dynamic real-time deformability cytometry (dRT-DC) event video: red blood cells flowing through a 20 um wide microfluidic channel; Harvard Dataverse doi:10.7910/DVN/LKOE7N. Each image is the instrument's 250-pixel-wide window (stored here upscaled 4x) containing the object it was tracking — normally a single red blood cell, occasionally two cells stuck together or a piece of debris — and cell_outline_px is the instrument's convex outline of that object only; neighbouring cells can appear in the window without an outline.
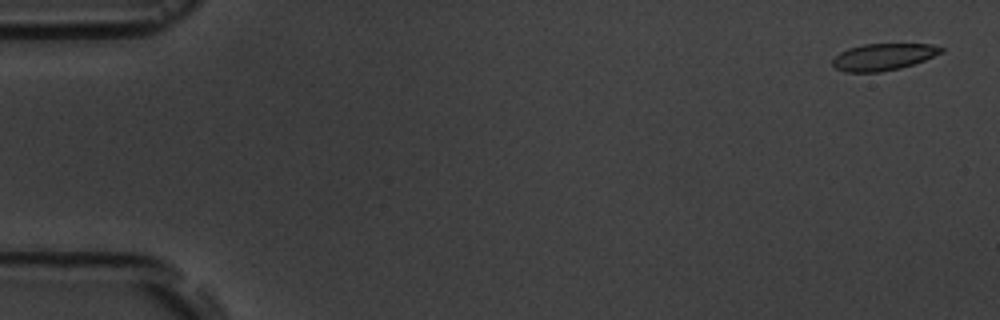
{"species": "common noctule bat (a hibernating species)", "species_latin": "Nyctalus noctula", "temperature_condition": "room temperature", "stored_images_in_passage": 4, "camera_frame_rate_fps": 3000, "um_per_image_px": 0.085, "animal": {"sex": "male", "body_mass_g": 19.5, "forearm_length_mm": 54.6}, "frame": {"image": 1, "passage_image": 1, "time_ms": 0.0, "image_size_px": [1000, 320], "cell_outline_px": [[944, 52], [924, 60], [900, 68], [880, 72], [844, 72], [836, 68], [832, 64], [832, 60], [840, 52], [848, 48], [864, 44], [932, 44], [944, 48]], "centroid_in_image_um": [75.08, 4.83], "position_along_channel_um": 9.9, "area_um2": 16.94}}
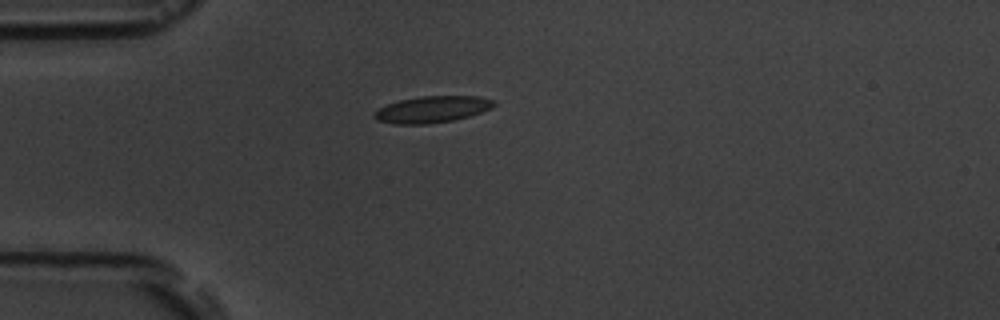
{"frame": {"image": 2, "passage_image": 4, "time_ms": 4.333, "image_size_px": [1000, 320], "cell_outline_px": [[496, 104], [492, 108], [468, 116], [452, 120], [428, 124], [396, 124], [376, 120], [372, 116], [372, 112], [388, 104], [400, 100], [420, 96], [480, 96], [496, 100]], "centroid_in_image_um": [36.73, 9.29], "position_along_channel_um": 48.3, "area_um2": 18.55}}